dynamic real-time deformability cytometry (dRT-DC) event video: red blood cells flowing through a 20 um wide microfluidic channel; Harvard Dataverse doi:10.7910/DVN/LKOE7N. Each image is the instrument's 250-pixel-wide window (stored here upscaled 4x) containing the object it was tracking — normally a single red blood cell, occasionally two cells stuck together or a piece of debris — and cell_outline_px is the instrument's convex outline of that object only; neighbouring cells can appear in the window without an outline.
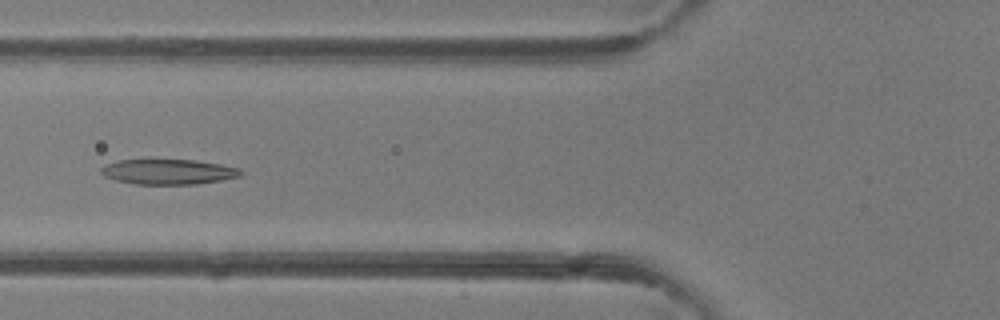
{"species": "common noctule bat (a hibernating species)", "species_latin": "Nyctalus noctula", "temperature_condition": "room temperature", "stored_images_in_passage": 36, "camera_frame_rate_fps": 3000, "um_per_image_px": 0.085, "animal": {"sex": "female"}, "frame": {"image": 1, "passage_image": 18, "time_ms": 5.667, "image_size_px": [1000, 320], "cell_outline_px": [[244, 172], [240, 176], [220, 180], [196, 184], [132, 184], [116, 180], [104, 176], [100, 172], [100, 168], [104, 164], [116, 160], [148, 156], [196, 160], [220, 164], [240, 168]], "centroid_in_image_um": [14.21, 14.54], "position_along_channel_um": 111.6, "area_um2": 21.73}}
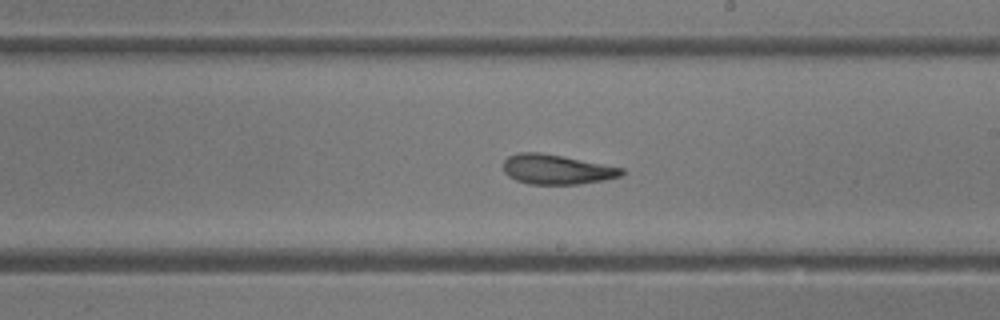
{"frame": {"image": 2, "passage_image": 27, "time_ms": 8.667, "image_size_px": [1000, 320], "cell_outline_px": [[624, 172], [620, 176], [604, 180], [580, 184], [528, 184], [516, 180], [508, 176], [504, 172], [504, 160], [508, 156], [520, 152], [540, 152], [624, 168]], "centroid_in_image_um": [47.29, 14.4], "position_along_channel_um": 241.7, "area_um2": 20.4}}
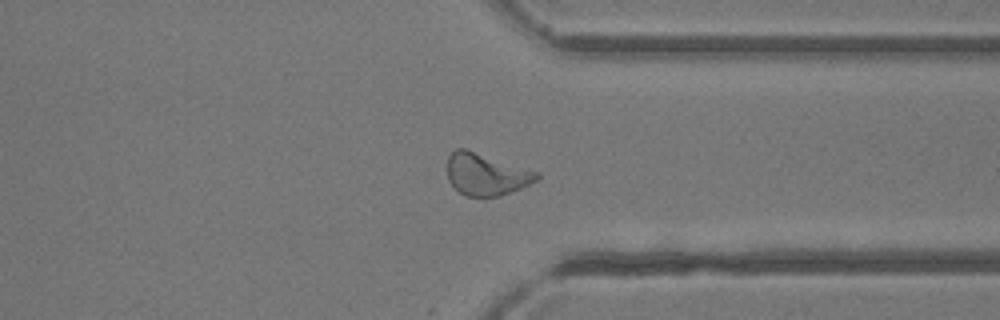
{"frame": {"image": 3, "passage_image": 36, "time_ms": 11.667, "image_size_px": [1000, 320], "cell_outline_px": [[540, 176], [536, 180], [520, 188], [500, 196], [484, 200], [464, 196], [448, 180], [448, 156], [456, 148], [468, 148], [540, 172]], "centroid_in_image_um": [41.32, 14.83], "position_along_channel_um": 370.1, "area_um2": 22.54}, "authors_computed_cell_mechanics": {"area_um2": 21.6461, "velocity_mm_per_s": 4.3178, "shape_relaxation_time_tau1_ms": 3.492, "shape_relaxation_time_tau2_ms": 2.5364, "deformation_change_tau1": 0.1517, "deformation_change_tau2": 0.1253}}